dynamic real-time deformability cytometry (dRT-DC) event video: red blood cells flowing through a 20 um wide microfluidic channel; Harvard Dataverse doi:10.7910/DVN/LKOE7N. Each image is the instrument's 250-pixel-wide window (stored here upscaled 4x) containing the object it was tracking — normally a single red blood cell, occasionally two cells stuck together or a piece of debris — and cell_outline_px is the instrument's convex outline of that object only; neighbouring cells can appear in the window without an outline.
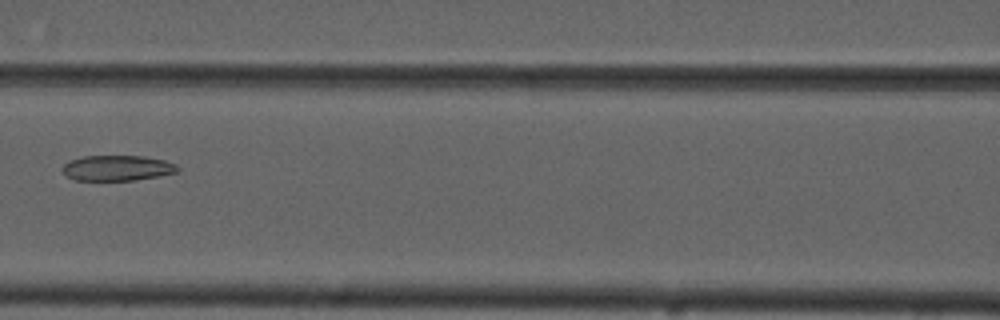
{"species": "common noctule bat (a hibernating species)", "species_latin": "Nyctalus noctula", "temperature_condition": "cold", "stored_images_in_passage": 7, "camera_frame_rate_fps": 3000, "um_per_image_px": 0.085, "animal": {"sex": "male", "forearm_length_mm": 52.5}, "frame": {"image": 1, "passage_image": 7, "time_ms": 7.0, "image_size_px": [1000, 320], "cell_outline_px": [[180, 168], [176, 172], [156, 176], [132, 180], [76, 180], [68, 176], [60, 168], [68, 160], [84, 156], [144, 156], [164, 160], [176, 164]], "centroid_in_image_um": [9.94, 14.27], "position_along_channel_um": 156.7, "area_um2": 16.94}}